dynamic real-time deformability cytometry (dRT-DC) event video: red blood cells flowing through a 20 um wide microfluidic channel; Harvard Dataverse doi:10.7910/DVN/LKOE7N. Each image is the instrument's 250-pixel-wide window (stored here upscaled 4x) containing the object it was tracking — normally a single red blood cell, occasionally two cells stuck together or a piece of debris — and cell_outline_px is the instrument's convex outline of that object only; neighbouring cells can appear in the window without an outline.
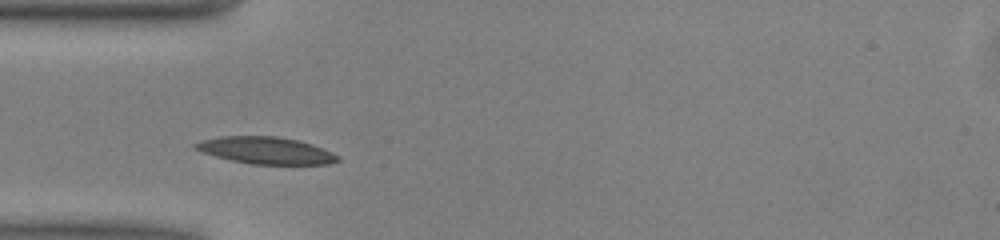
{"species": "common noctule bat (a hibernating species)", "species_latin": "Nyctalus noctula", "temperature_condition": "warm", "stored_images_in_passage": 12, "camera_frame_rate_fps": 3000, "um_per_image_px": 0.085, "animal": {"sex": "male", "body_mass_g": 13.0, "forearm_length_mm": 53.1}, "frame": {"image": 1, "passage_image": 3, "time_ms": 0.667, "image_size_px": [1000, 240], "cell_outline_px": [[340, 160], [328, 164], [252, 164], [232, 160], [216, 156], [192, 148], [192, 144], [200, 140], [220, 136], [276, 136], [300, 140], [312, 144], [332, 152], [340, 156]], "centroid_in_image_um": [22.6, 12.77], "position_along_channel_um": 62.4, "area_um2": 22.43}}